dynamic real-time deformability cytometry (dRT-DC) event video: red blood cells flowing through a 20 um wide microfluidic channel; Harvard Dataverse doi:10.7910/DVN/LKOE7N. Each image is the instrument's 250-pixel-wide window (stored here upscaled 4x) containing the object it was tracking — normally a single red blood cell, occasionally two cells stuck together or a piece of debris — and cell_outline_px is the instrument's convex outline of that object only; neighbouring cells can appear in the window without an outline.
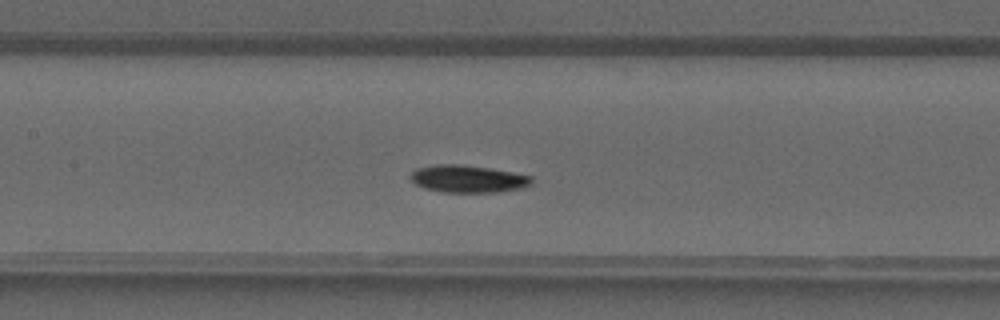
{"species": "common noctule bat (a hibernating species)", "species_latin": "Nyctalus noctula", "temperature_condition": "warm", "stored_images_in_passage": 38, "camera_frame_rate_fps": 3000, "um_per_image_px": 0.085, "animal": {"sex": "male", "forearm_length_mm": 52.5}, "frame": {"image": 1, "passage_image": 15, "time_ms": 4.667, "image_size_px": [1000, 320], "cell_outline_px": [[532, 184], [524, 188], [496, 192], [444, 192], [424, 188], [416, 184], [408, 176], [416, 168], [436, 164], [460, 164], [488, 168], [512, 172], [532, 176]], "centroid_in_image_um": [39.77, 15.2], "position_along_channel_um": 167.6, "area_um2": 19.36}}
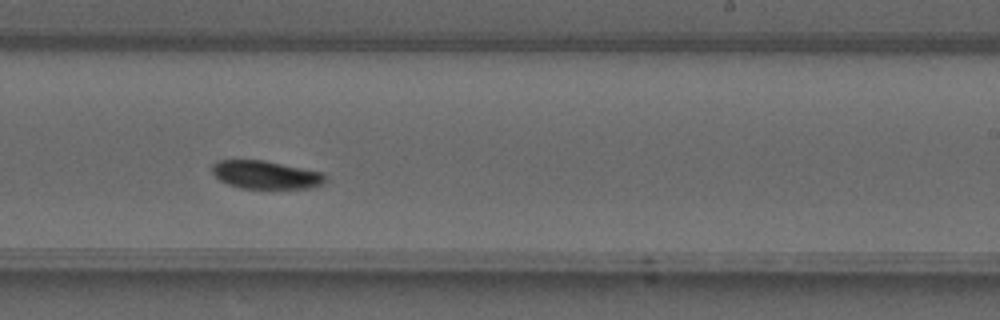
{"frame": {"image": 2, "passage_image": 21, "time_ms": 6.667, "image_size_px": [1000, 320], "cell_outline_px": [[328, 176], [324, 184], [312, 188], [240, 188], [228, 184], [220, 180], [212, 172], [212, 164], [216, 160], [264, 160], [324, 172]], "centroid_in_image_um": [22.64, 14.85], "position_along_channel_um": 266.4, "area_um2": 18.79}}
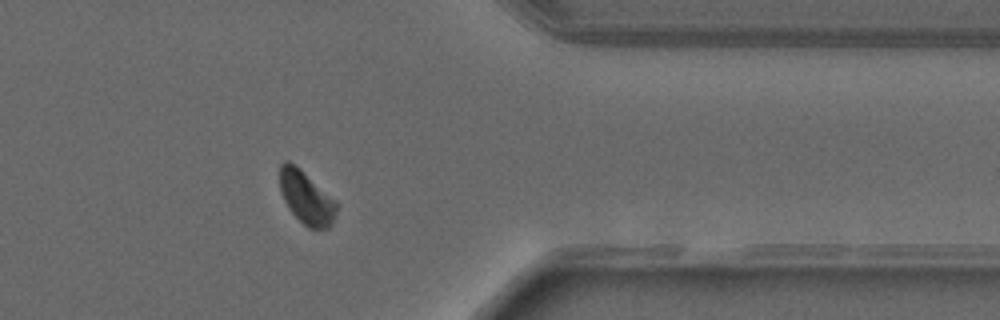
{"frame": {"image": 3, "passage_image": 29, "time_ms": 9.333, "image_size_px": [1000, 320], "cell_outline_px": [[336, 212], [332, 224], [328, 228], [308, 228], [288, 208], [284, 200], [280, 188], [280, 164], [284, 160], [288, 160], [300, 168], [336, 200]], "centroid_in_image_um": [26.03, 16.77], "position_along_channel_um": 385.4, "area_um2": 17.4}}